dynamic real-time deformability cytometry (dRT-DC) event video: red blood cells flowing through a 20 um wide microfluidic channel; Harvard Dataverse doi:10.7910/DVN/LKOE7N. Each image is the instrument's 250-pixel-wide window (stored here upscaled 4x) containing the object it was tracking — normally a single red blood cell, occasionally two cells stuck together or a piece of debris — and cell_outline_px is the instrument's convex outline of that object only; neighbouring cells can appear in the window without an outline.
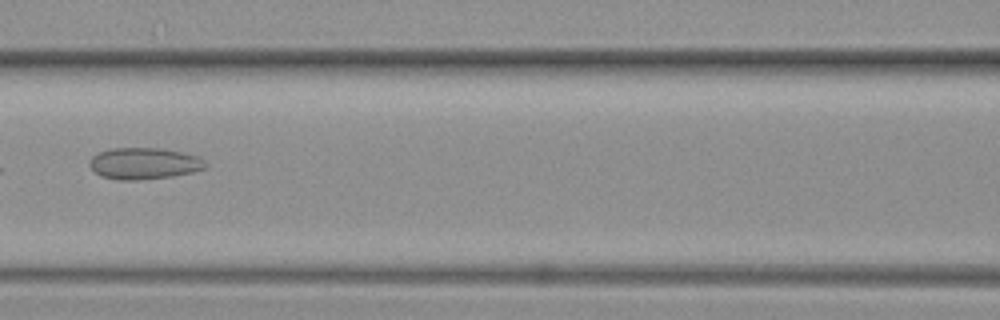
{"species": "common noctule bat (a hibernating species)", "species_latin": "Nyctalus noctula", "temperature_condition": "warm", "stored_images_in_passage": 17, "camera_frame_rate_fps": 3000, "um_per_image_px": 0.085, "animal": {"sex": "female", "body_mass_g": 19.3, "forearm_length_mm": 54.1}, "frame": {"image": 1, "passage_image": 8, "time_ms": 2.333, "image_size_px": [1000, 320], "cell_outline_px": [[208, 164], [204, 168], [192, 172], [172, 176], [140, 180], [116, 180], [100, 176], [88, 164], [92, 156], [100, 152], [112, 148], [160, 148], [200, 156]], "centroid_in_image_um": [12.25, 13.9], "position_along_channel_um": 154.4, "area_um2": 21.33}}